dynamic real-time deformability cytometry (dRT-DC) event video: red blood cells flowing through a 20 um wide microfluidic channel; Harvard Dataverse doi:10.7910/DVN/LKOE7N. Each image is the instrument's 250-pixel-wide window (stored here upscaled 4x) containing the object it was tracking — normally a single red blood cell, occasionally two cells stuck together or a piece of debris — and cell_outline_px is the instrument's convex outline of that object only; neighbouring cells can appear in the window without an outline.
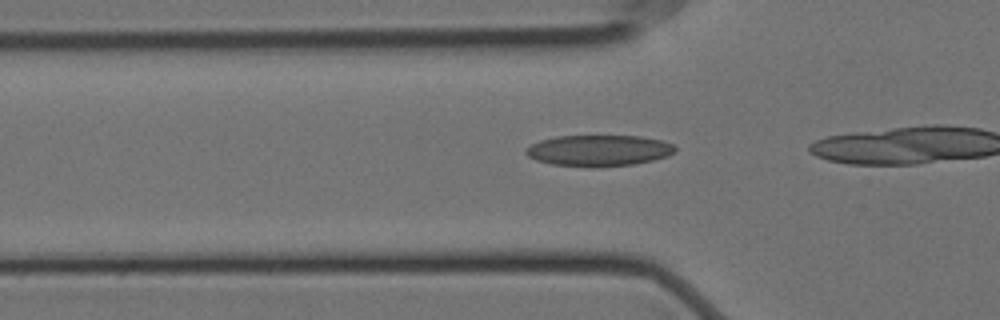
{"species": "Egyptian fruit bat (a non-hibernating species)", "species_latin": "Rousettus aegyptiacus", "temperature_condition": "cold", "stored_images_in_passage": 19, "camera_frame_rate_fps": 3000, "um_per_image_px": 0.085, "animal": {"sex": "female"}, "frame": {"image": 1, "passage_image": 15, "time_ms": 4.667, "image_size_px": [1000, 320], "cell_outline_px": [[676, 148], [668, 156], [652, 160], [632, 164], [596, 168], [592, 168], [552, 164], [536, 160], [528, 156], [524, 152], [532, 144], [540, 140], [556, 136], [640, 136], [660, 140], [672, 144]], "centroid_in_image_um": [50.87, 12.8], "position_along_channel_um": 74.9, "area_um2": 27.05}}